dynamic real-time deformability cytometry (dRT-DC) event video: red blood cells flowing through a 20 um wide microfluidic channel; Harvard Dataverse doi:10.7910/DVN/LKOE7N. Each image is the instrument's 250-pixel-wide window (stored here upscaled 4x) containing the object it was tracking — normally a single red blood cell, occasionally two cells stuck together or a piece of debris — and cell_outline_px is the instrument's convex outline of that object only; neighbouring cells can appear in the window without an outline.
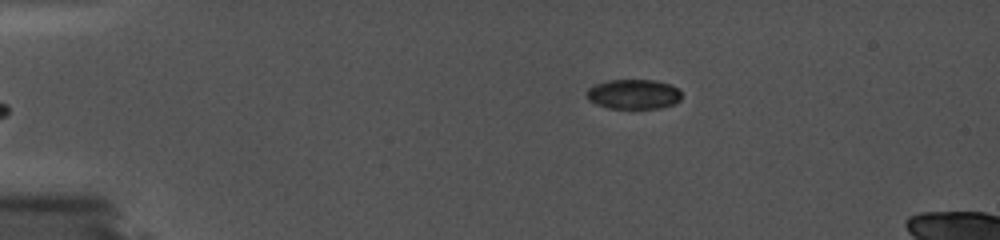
{"species": "common noctule bat (a hibernating species)", "species_latin": "Nyctalus noctula", "temperature_condition": "cold", "stored_images_in_passage": 10, "camera_frame_rate_fps": 5000, "um_per_image_px": 0.085, "animal": {"sex": "female", "body_mass_g": 19.0, "forearm_length_mm": 56.7}, "frame": {"image": 1, "passage_image": 1, "time_ms": 0.0, "image_size_px": [1000, 240], "cell_outline_px": [[680, 100], [672, 104], [660, 108], [608, 108], [596, 104], [588, 100], [588, 88], [596, 84], [608, 80], [656, 80], [672, 84], [680, 92]], "centroid_in_image_um": [53.86, 8.0], "position_along_channel_um": 31.1, "area_um2": 16.36}}
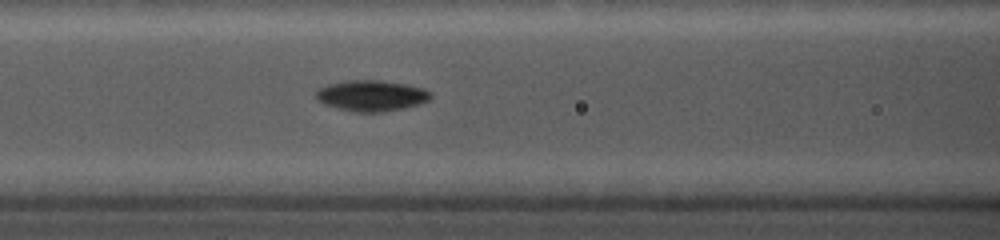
{"frame": {"image": 2, "passage_image": 10, "time_ms": 1.8, "image_size_px": [1000, 240], "cell_outline_px": [[432, 96], [428, 100], [420, 104], [404, 108], [380, 112], [352, 112], [324, 104], [316, 100], [316, 92], [320, 88], [328, 84], [348, 80], [380, 80], [408, 84], [424, 88], [432, 92]], "centroid_in_image_um": [31.59, 8.13], "position_along_channel_um": 135.0, "area_um2": 20.81}}